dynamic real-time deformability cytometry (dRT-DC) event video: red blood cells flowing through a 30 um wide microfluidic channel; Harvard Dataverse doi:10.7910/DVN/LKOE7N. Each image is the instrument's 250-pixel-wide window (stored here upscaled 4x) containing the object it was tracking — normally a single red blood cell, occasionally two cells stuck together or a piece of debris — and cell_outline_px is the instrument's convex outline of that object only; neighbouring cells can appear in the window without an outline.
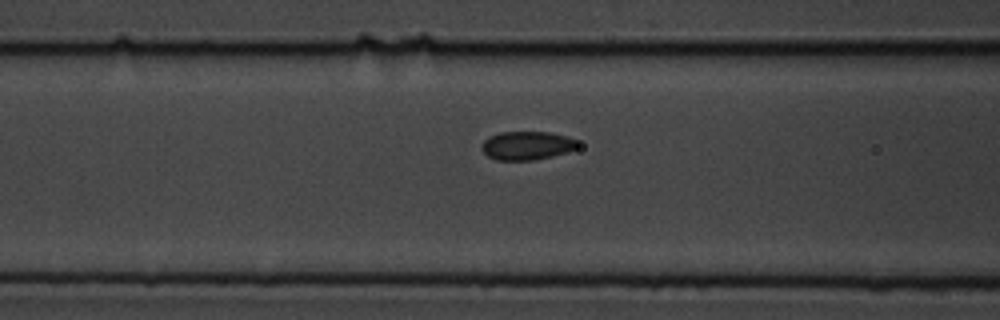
{"species": "common noctule bat (a hibernating species)", "species_latin": "Nyctalus noctula", "temperature_condition": "cold", "stored_images_in_passage": 6, "camera_frame_rate_fps": 3000, "um_per_image_px": 0.085, "animal": {"sex": "male", "body_mass_g": 19.5, "forearm_length_mm": 54.6}, "frame": {"image": 1, "passage_image": 6, "time_ms": 7.333, "image_size_px": [1000, 320], "cell_outline_px": [[580, 148], [568, 152], [552, 156], [532, 160], [496, 160], [488, 156], [484, 152], [484, 140], [500, 132], [552, 132], [568, 136], [576, 140], [580, 144]], "centroid_in_image_um": [44.89, 12.37], "position_along_channel_um": 121.7, "area_um2": 15.95}}